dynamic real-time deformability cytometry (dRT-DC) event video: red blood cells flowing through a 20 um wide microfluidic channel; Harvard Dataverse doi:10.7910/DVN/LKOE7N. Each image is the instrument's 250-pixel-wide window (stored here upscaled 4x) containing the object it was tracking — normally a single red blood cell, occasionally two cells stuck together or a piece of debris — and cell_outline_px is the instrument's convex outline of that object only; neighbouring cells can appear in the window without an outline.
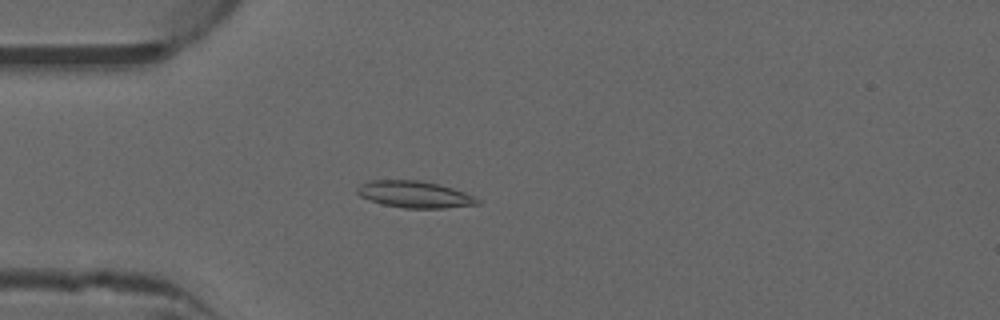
{"species": "common noctule bat (a hibernating species)", "species_latin": "Nyctalus noctula", "temperature_condition": "warm", "stored_images_in_passage": 41, "camera_frame_rate_fps": 3000, "um_per_image_px": 0.085, "animal": {"sex": "male", "forearm_length_mm": 52.5}, "frame": {"image": 1, "passage_image": 4, "time_ms": 1.0, "image_size_px": [1000, 320], "cell_outline_px": [[480, 204], [444, 208], [404, 208], [384, 204], [368, 200], [360, 196], [356, 192], [356, 188], [360, 184], [368, 180], [420, 180], [440, 184], [464, 192], [480, 200]], "centroid_in_image_um": [35.21, 16.51], "position_along_channel_um": 49.8, "area_um2": 18.79}}
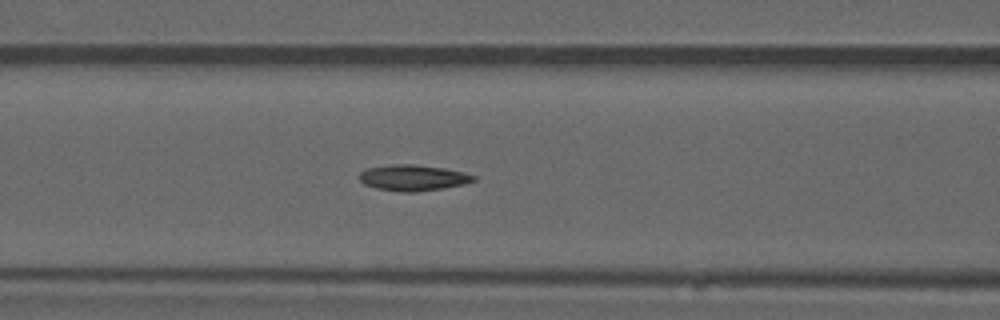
{"frame": {"image": 2, "passage_image": 11, "time_ms": 3.333, "image_size_px": [1000, 320], "cell_outline_px": [[476, 180], [464, 184], [416, 192], [404, 192], [376, 188], [364, 184], [360, 180], [360, 172], [368, 168], [392, 164], [416, 164], [444, 168], [464, 172], [476, 176]], "centroid_in_image_um": [35.12, 15.1], "position_along_channel_um": 131.5, "area_um2": 17.17}}
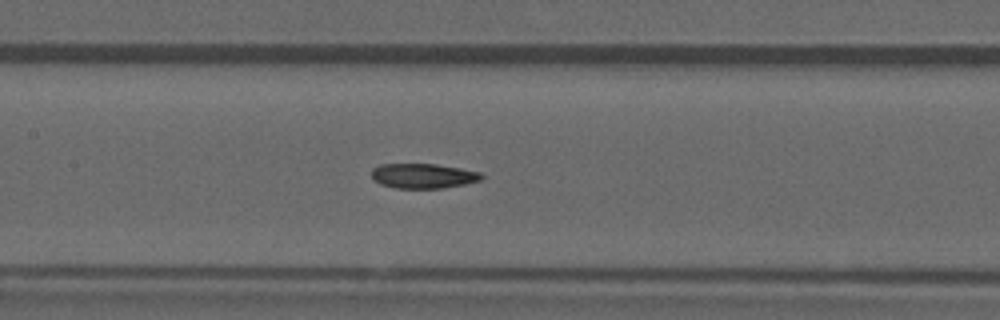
{"frame": {"image": 3, "passage_image": 14, "time_ms": 4.333, "image_size_px": [1000, 320], "cell_outline_px": [[484, 176], [480, 180], [464, 184], [444, 188], [396, 188], [380, 184], [372, 176], [372, 168], [380, 164], [436, 164], [460, 168], [480, 172]], "centroid_in_image_um": [35.97, 14.95], "position_along_channel_um": 171.4, "area_um2": 15.84}, "authors_computed_cell_mechanics": {"area_um2": 16.2418, "velocity_mm_per_s": 3.9926, "shape_relaxation_time_tau1_ms": null, "shape_relaxation_time_tau2_ms": 2.523, "deformation_change_tau1": null, "deformation_change_tau2": 0.0843}}